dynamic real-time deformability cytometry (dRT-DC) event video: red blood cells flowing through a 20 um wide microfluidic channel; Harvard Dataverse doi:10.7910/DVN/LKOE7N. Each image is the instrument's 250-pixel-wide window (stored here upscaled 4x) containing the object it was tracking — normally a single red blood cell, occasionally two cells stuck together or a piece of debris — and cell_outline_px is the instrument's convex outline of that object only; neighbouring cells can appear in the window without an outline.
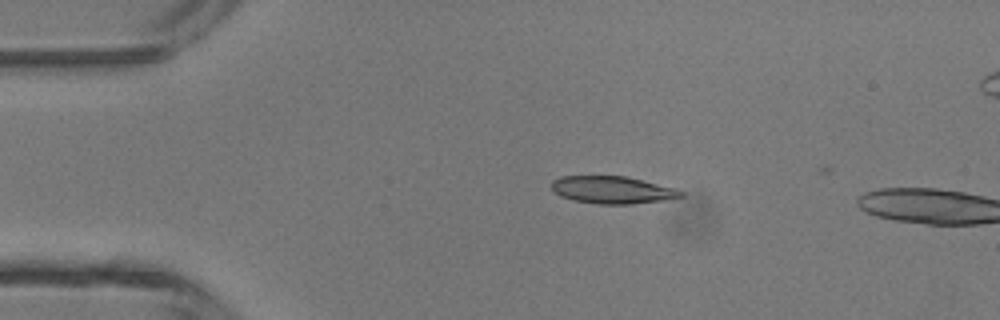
{"species": "common noctule bat (a hibernating species)", "species_latin": "Nyctalus noctula", "temperature_condition": "room temperature", "stored_images_in_passage": 3, "camera_frame_rate_fps": 3000, "um_per_image_px": 0.085, "animal": {"sex": "male", "body_mass_g": 13.3}, "frame": {"image": 1, "passage_image": 2, "time_ms": 0.333, "image_size_px": [1000, 320], "cell_outline_px": [[684, 196], [672, 200], [632, 204], [596, 204], [572, 200], [560, 196], [552, 188], [552, 180], [560, 176], [628, 176], [676, 188], [684, 192]], "centroid_in_image_um": [52.12, 16.15], "position_along_channel_um": 32.9, "area_um2": 21.04}}